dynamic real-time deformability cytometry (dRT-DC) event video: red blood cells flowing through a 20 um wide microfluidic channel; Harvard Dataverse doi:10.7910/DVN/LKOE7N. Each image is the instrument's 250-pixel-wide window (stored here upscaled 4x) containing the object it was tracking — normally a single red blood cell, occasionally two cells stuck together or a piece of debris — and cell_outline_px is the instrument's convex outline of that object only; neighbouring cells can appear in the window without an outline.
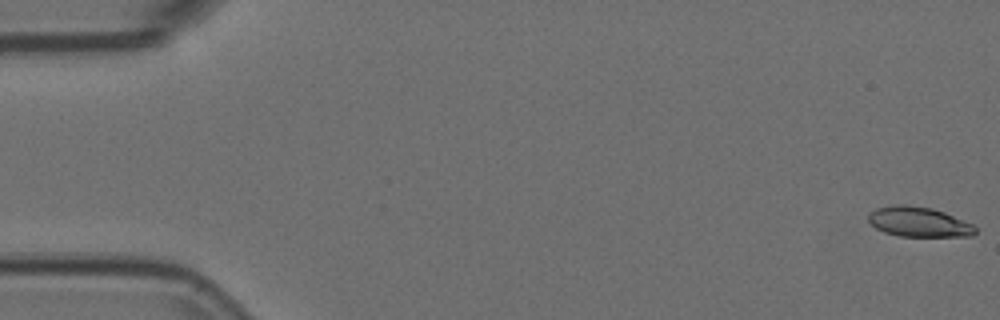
{"species": "Egyptian fruit bat (a non-hibernating species)", "species_latin": "Rousettus aegyptiacus", "temperature_condition": "room temperature", "stored_images_in_passage": 55, "camera_frame_rate_fps": 3000, "um_per_image_px": 0.085, "animal": {"sex": "female"}, "frame": {"image": 1, "passage_image": 1, "time_ms": 0.0, "image_size_px": [1000, 320], "cell_outline_px": [[976, 232], [972, 236], [900, 236], [884, 232], [876, 228], [868, 220], [868, 216], [876, 208], [892, 204], [904, 204], [932, 208], [944, 212], [972, 224], [976, 228]], "centroid_in_image_um": [78.08, 18.85], "position_along_channel_um": 6.9, "area_um2": 18.55}}
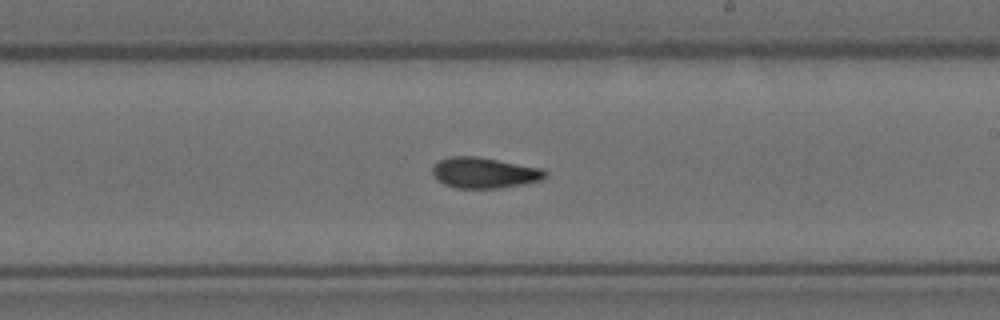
{"frame": {"image": 2, "passage_image": 32, "time_ms": 10.333, "image_size_px": [1000, 320], "cell_outline_px": [[548, 176], [544, 180], [524, 184], [500, 188], [456, 188], [444, 184], [436, 180], [432, 172], [432, 168], [440, 160], [448, 156], [476, 156], [540, 168], [548, 172]], "centroid_in_image_um": [41.18, 14.69], "position_along_channel_um": 247.8, "area_um2": 20.29}}
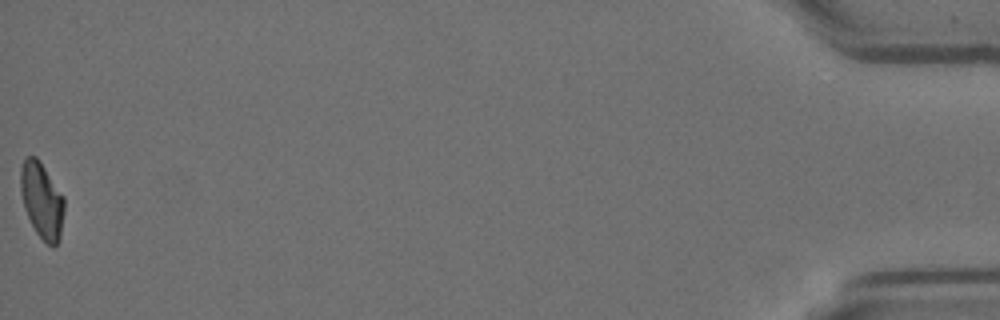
{"frame": {"image": 3, "passage_image": 55, "time_ms": 18.0, "image_size_px": [1000, 320], "cell_outline_px": [[64, 212], [60, 240], [52, 248], [36, 232], [24, 208], [20, 192], [20, 168], [24, 160], [28, 156], [36, 156], [40, 160], [64, 196]], "centroid_in_image_um": [3.56, 17.01], "position_along_channel_um": 431.6, "area_um2": 19.48}, "authors_computed_cell_mechanics": {"area_um2": 19.652, "velocity_mm_per_s": 3.7293, "shape_relaxation_time_tau1_ms": null, "shape_relaxation_time_tau2_ms": 3.3059, "deformation_change_tau1": null, "deformation_change_tau2": 0.0967}}